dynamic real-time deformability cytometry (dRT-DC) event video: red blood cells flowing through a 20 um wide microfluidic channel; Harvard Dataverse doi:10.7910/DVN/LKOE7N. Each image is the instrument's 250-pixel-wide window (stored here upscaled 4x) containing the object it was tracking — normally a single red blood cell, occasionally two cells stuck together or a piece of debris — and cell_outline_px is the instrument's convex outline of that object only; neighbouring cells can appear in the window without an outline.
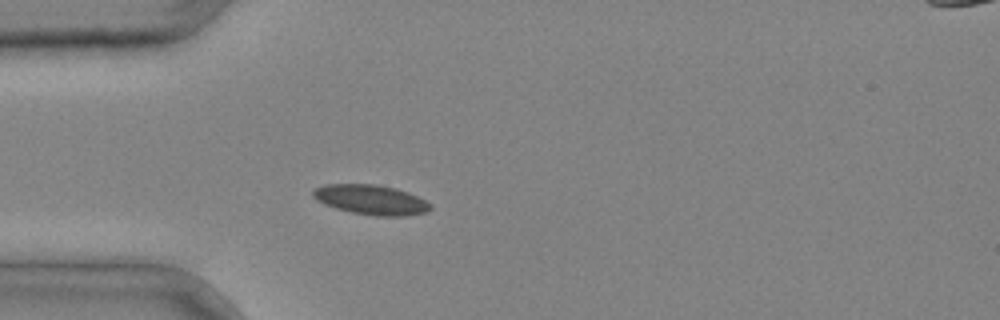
{"species": "common noctule bat (a hibernating species)", "species_latin": "Nyctalus noctula", "temperature_condition": "cold", "stored_images_in_passage": 3, "camera_frame_rate_fps": 3000, "um_per_image_px": 0.085, "animal": {"sex": "male", "body_mass_g": 20.4}, "frame": {"image": 1, "passage_image": 3, "time_ms": 0.667, "image_size_px": [1000, 320], "cell_outline_px": [[432, 208], [428, 212], [404, 216], [376, 216], [352, 212], [336, 208], [324, 204], [316, 200], [312, 196], [312, 192], [316, 188], [324, 184], [376, 184], [396, 188], [408, 192], [432, 204]], "centroid_in_image_um": [31.54, 16.98], "position_along_channel_um": 53.5, "area_um2": 20.46}}